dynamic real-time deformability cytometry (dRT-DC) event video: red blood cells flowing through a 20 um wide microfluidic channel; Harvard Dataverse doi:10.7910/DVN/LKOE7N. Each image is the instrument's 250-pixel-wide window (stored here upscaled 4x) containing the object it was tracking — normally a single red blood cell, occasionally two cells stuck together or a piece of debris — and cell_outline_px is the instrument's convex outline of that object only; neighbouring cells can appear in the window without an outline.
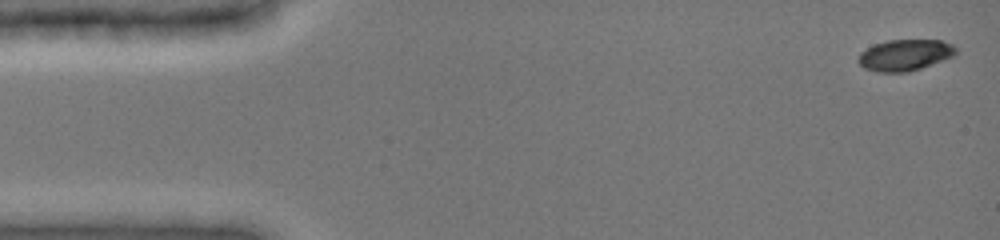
{"species": "common noctule bat (a hibernating species)", "species_latin": "Nyctalus noctula", "temperature_condition": "cold", "stored_images_in_passage": 22, "camera_frame_rate_fps": 3000, "um_per_image_px": 0.085, "animal": {"sex": "female", "body_mass_g": 19.0, "forearm_length_mm": 51.5}, "frame": {"image": 1, "passage_image": 1, "time_ms": 0.0, "image_size_px": [1000, 240], "cell_outline_px": [[956, 56], [908, 72], [876, 72], [864, 68], [856, 60], [860, 52], [876, 44], [888, 40], [940, 40], [952, 44], [956, 48]], "centroid_in_image_um": [76.92, 4.68], "position_along_channel_um": 8.1, "area_um2": 17.8}}
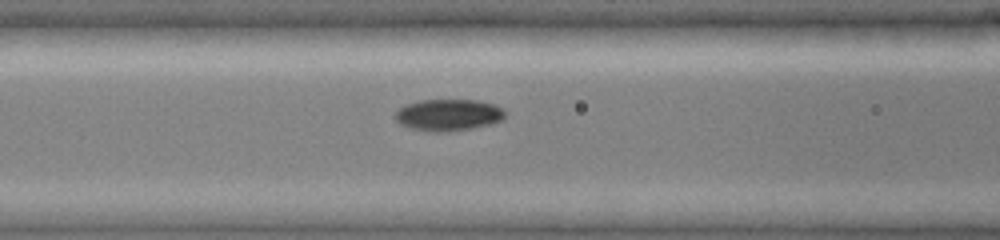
{"frame": {"image": 2, "passage_image": 16, "time_ms": 6.0, "image_size_px": [1000, 240], "cell_outline_px": [[508, 112], [500, 120], [488, 124], [472, 128], [448, 132], [432, 132], [412, 128], [400, 124], [392, 116], [404, 104], [420, 100], [476, 100], [496, 104]], "centroid_in_image_um": [38.09, 9.76], "position_along_channel_um": 128.5, "area_um2": 20.4}}
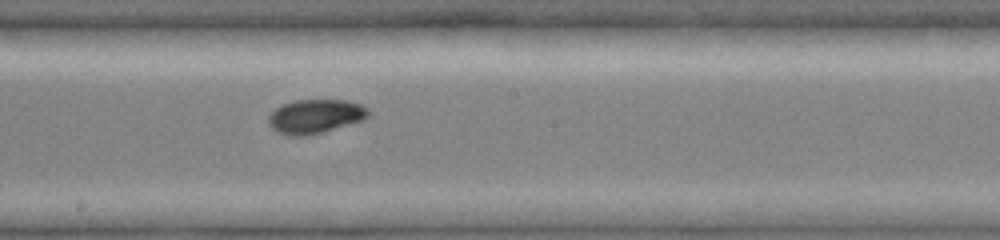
{"frame": {"image": 3, "passage_image": 22, "time_ms": 8.333, "image_size_px": [1000, 240], "cell_outline_px": [[368, 116], [364, 120], [320, 132], [304, 136], [292, 136], [280, 132], [272, 128], [268, 124], [268, 116], [276, 108], [284, 104], [296, 100], [348, 100], [360, 104], [368, 108]], "centroid_in_image_um": [26.8, 9.88], "position_along_channel_um": 221.4, "area_um2": 19.54}}